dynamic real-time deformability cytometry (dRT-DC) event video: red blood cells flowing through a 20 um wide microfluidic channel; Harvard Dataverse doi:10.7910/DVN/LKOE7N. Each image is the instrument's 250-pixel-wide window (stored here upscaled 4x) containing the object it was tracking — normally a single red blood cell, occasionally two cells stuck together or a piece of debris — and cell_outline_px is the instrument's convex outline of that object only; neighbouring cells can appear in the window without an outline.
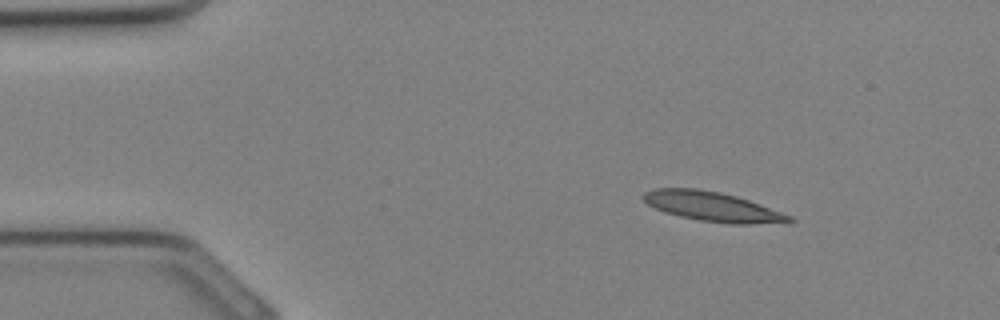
{"species": "Egyptian fruit bat (a non-hibernating species)", "species_latin": "Rousettus aegyptiacus", "temperature_condition": "cold", "stored_images_in_passage": 6, "camera_frame_rate_fps": 3000, "um_per_image_px": 0.085, "animal": {"sex": "female"}, "frame": {"image": 1, "passage_image": 1, "time_ms": 0.0, "image_size_px": [1000, 320], "cell_outline_px": [[796, 220], [748, 224], [732, 224], [700, 220], [680, 216], [656, 208], [648, 204], [640, 196], [644, 192], [652, 188], [696, 188], [720, 192], [736, 196], [760, 204], [792, 216]], "centroid_in_image_um": [60.5, 17.54], "position_along_channel_um": 24.5, "area_um2": 24.68}}